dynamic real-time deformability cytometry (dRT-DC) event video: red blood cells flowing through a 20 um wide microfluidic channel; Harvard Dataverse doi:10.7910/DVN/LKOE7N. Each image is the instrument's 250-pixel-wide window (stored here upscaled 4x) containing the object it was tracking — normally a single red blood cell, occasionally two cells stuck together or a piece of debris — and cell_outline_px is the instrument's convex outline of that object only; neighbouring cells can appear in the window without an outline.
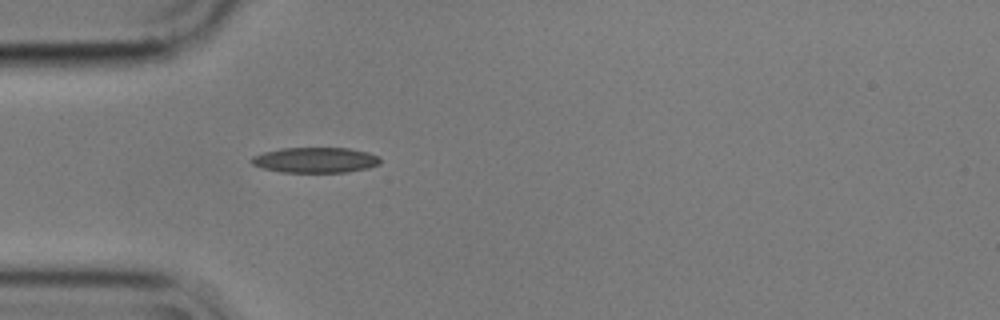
{"species": "common noctule bat (a hibernating species)", "species_latin": "Nyctalus noctula", "temperature_condition": "cold", "stored_images_in_passage": 22, "camera_frame_rate_fps": 3000, "um_per_image_px": 0.085, "animal": {"sex": "male", "body_mass_g": 17.9}, "frame": {"image": 1, "passage_image": 1, "time_ms": 0.0, "image_size_px": [1000, 320], "cell_outline_px": [[380, 164], [368, 168], [348, 172], [280, 172], [264, 168], [252, 164], [248, 160], [252, 156], [264, 152], [280, 148], [348, 148], [368, 152], [380, 156]], "centroid_in_image_um": [26.81, 13.6], "position_along_channel_um": 58.2, "area_um2": 19.19}}
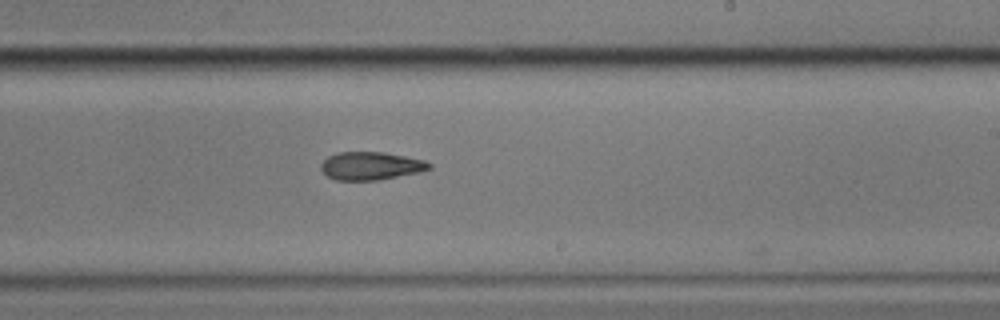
{"frame": {"image": 2, "passage_image": 18, "time_ms": 5.667, "image_size_px": [1000, 320], "cell_outline_px": [[432, 168], [420, 172], [380, 180], [336, 180], [328, 176], [320, 168], [320, 164], [328, 156], [336, 152], [384, 152], [424, 160], [432, 164]], "centroid_in_image_um": [31.53, 14.1], "position_along_channel_um": 257.5, "area_um2": 17.74}}
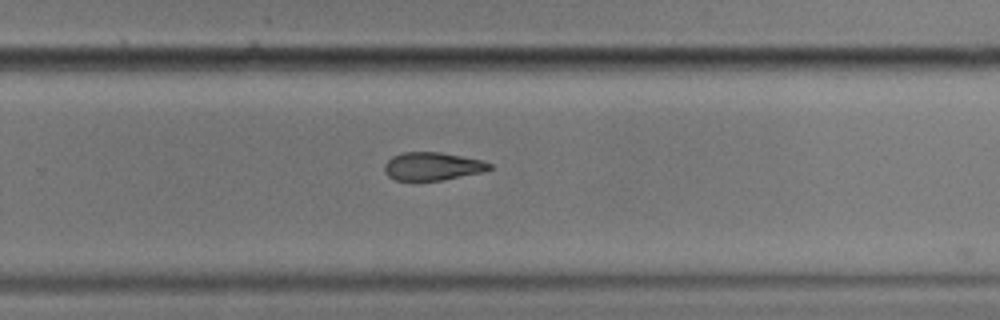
{"frame": {"image": 3, "passage_image": 21, "time_ms": 6.667, "image_size_px": [1000, 320], "cell_outline_px": [[492, 168], [484, 172], [440, 180], [396, 180], [388, 176], [384, 172], [384, 164], [392, 156], [404, 152], [440, 152], [484, 160], [492, 164]], "centroid_in_image_um": [36.77, 14.13], "position_along_channel_um": 293.0, "area_um2": 17.22}}